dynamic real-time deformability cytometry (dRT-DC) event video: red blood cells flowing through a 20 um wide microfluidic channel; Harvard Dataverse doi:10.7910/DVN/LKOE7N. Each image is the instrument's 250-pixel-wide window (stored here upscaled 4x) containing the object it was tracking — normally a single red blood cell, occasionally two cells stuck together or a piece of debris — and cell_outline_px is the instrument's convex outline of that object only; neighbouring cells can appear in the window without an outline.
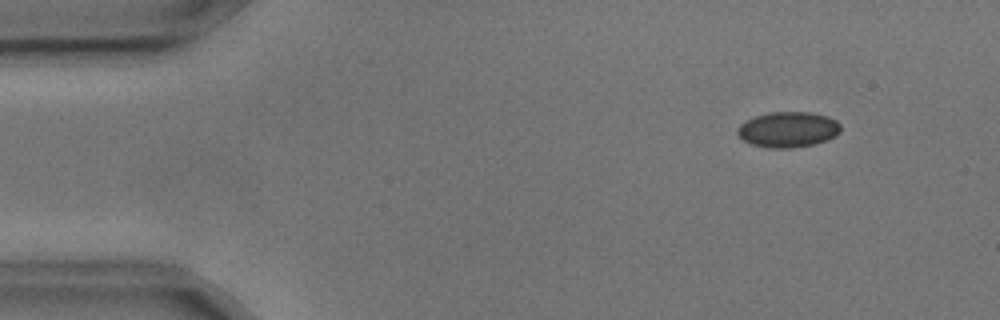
{"species": "common noctule bat (a hibernating species)", "species_latin": "Nyctalus noctula", "temperature_condition": "cold", "stored_images_in_passage": 4, "camera_frame_rate_fps": 3000, "um_per_image_px": 0.085, "animal": {"sex": "male", "body_mass_g": 17.9, "forearm_length_mm": 54.2}, "frame": {"image": 1, "passage_image": 1, "time_ms": 0.0, "image_size_px": [1000, 320], "cell_outline_px": [[840, 132], [824, 140], [812, 144], [792, 148], [768, 148], [752, 144], [744, 140], [736, 132], [736, 128], [740, 124], [756, 116], [768, 112], [812, 112], [828, 116], [836, 120], [840, 124]], "centroid_in_image_um": [66.97, 11.0], "position_along_channel_um": 18.0, "area_um2": 21.21}}